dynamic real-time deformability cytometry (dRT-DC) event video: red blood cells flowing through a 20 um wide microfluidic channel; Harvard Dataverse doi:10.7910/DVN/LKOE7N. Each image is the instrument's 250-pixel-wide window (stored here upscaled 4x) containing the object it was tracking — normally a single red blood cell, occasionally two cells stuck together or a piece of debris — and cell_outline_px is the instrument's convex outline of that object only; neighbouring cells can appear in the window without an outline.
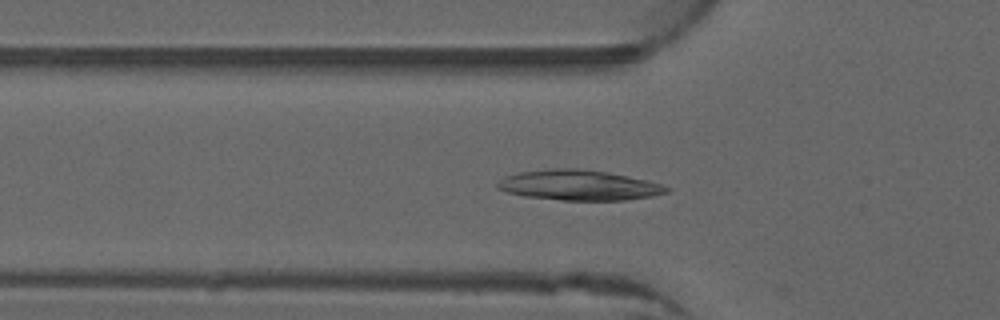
{"species": "common noctule bat (a hibernating species)", "species_latin": "Nyctalus noctula", "temperature_condition": "warm", "stored_images_in_passage": 52, "camera_frame_rate_fps": 3000, "um_per_image_px": 0.085, "animal": {"sex": "male", "forearm_length_mm": 52.5}, "frame": {"image": 1, "passage_image": 18, "time_ms": 5.667, "image_size_px": [1000, 320], "cell_outline_px": [[672, 188], [668, 192], [652, 196], [624, 200], [560, 200], [524, 196], [508, 192], [496, 188], [496, 184], [500, 180], [508, 176], [520, 172], [552, 168], [576, 168], [608, 172], [648, 180]], "centroid_in_image_um": [49.23, 15.74], "position_along_channel_um": 76.6, "area_um2": 29.71}}
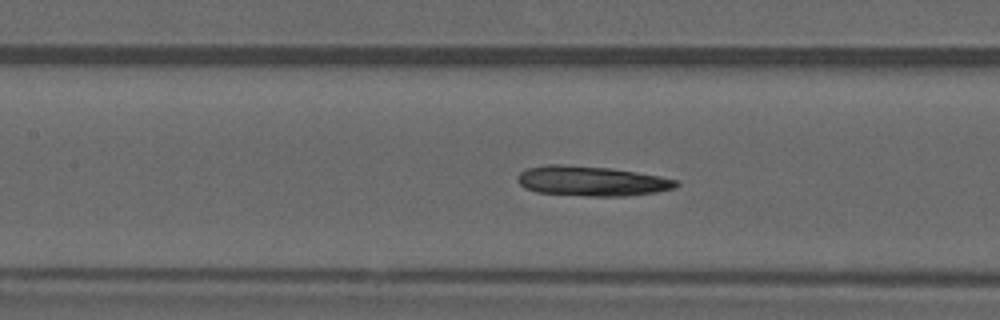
{"frame": {"image": 2, "passage_image": 24, "time_ms": 7.667, "image_size_px": [1000, 320], "cell_outline_px": [[680, 184], [676, 188], [656, 192], [628, 196], [588, 196], [536, 192], [524, 188], [516, 180], [516, 176], [520, 172], [528, 168], [548, 164], [560, 164], [612, 168], [660, 176], [680, 180]], "centroid_in_image_um": [50.3, 15.39], "position_along_channel_um": 157.1, "area_um2": 27.92}}
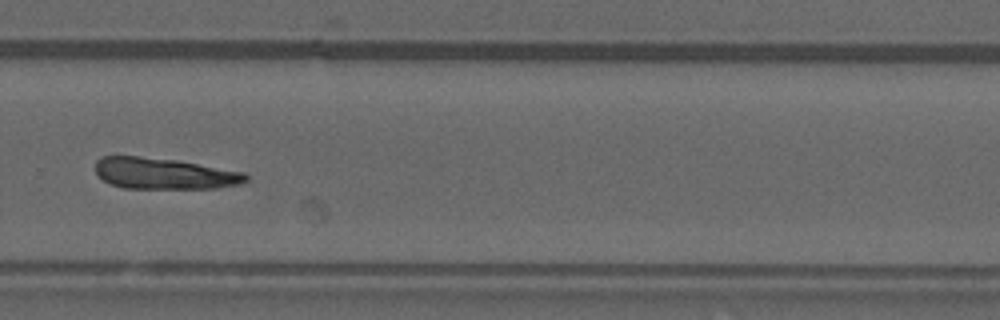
{"frame": {"image": 3, "passage_image": 36, "time_ms": 11.667, "image_size_px": [1000, 320], "cell_outline_px": [[248, 180], [240, 184], [216, 188], [124, 188], [112, 184], [104, 180], [96, 172], [96, 160], [104, 156], [136, 156], [176, 160], [244, 172], [248, 176]], "centroid_in_image_um": [13.97, 14.75], "position_along_channel_um": 315.8, "area_um2": 27.11}}